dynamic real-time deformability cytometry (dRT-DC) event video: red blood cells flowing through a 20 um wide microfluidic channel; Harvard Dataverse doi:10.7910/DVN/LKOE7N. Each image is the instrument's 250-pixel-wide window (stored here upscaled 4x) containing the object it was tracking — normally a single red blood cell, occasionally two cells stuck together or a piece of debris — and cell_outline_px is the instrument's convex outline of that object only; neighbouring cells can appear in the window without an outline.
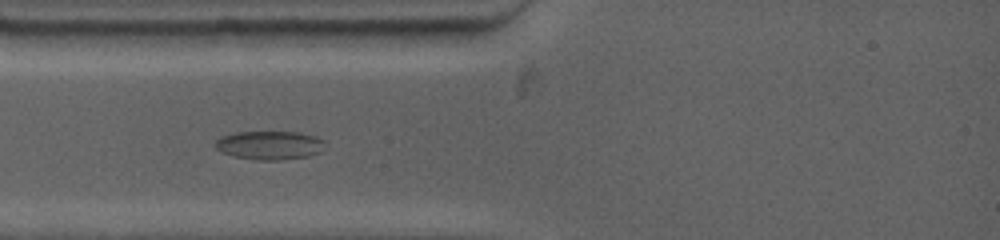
{"species": "common noctule bat (a hibernating species)", "species_latin": "Nyctalus noctula", "temperature_condition": "warm", "stored_images_in_passage": 43, "camera_frame_rate_fps": 4500, "um_per_image_px": 0.085, "animal": {"sex": "female", "body_mass_g": 19.0, "forearm_length_mm": 53.3}, "frame": {"image": 1, "passage_image": 5, "time_ms": 2.444, "image_size_px": [1000, 240], "cell_outline_px": [[324, 140], [320, 152], [308, 156], [280, 160], [256, 160], [232, 156], [220, 152], [216, 148], [216, 140], [220, 136], [236, 132], [300, 132], [316, 136]], "centroid_in_image_um": [22.88, 12.34], "position_along_channel_um": 62.1, "area_um2": 18.38}}
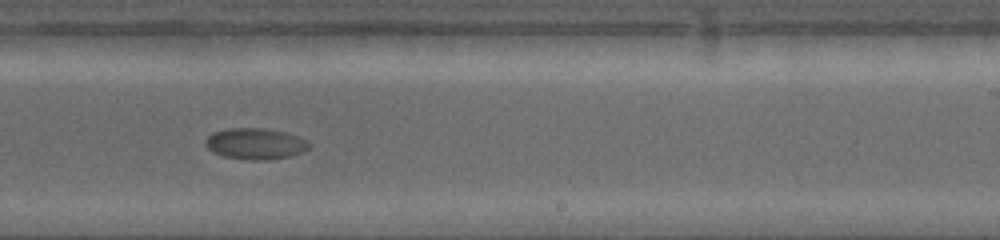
{"frame": {"image": 2, "passage_image": 18, "time_ms": 8.222, "image_size_px": [1000, 240], "cell_outline_px": [[312, 144], [304, 152], [292, 156], [268, 160], [252, 160], [224, 156], [212, 152], [204, 144], [204, 140], [212, 132], [228, 128], [264, 128], [284, 132], [308, 140]], "centroid_in_image_um": [21.71, 12.22], "position_along_channel_um": 267.3, "area_um2": 19.02}}
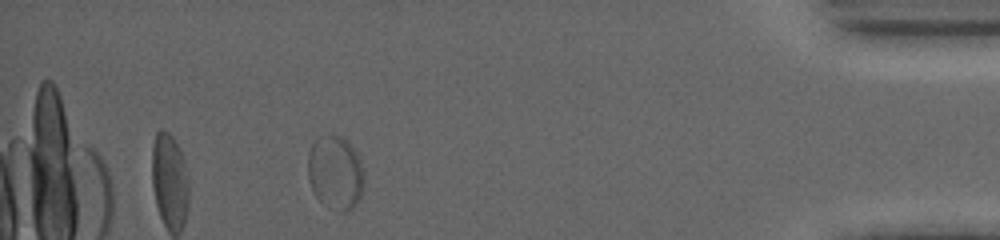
{"frame": {"image": 3, "passage_image": 36, "time_ms": 14.0, "image_size_px": [1000, 240], "cell_outline_px": [[364, 184], [360, 200], [352, 208], [344, 212], [336, 212], [328, 208], [316, 196], [312, 188], [308, 176], [308, 152], [312, 144], [320, 136], [344, 136], [356, 152], [360, 160], [364, 176]], "centroid_in_image_um": [28.52, 14.7], "position_along_channel_um": 406.7, "area_um2": 24.39}, "authors_computed_cell_mechanics": {"area_um2": 19.5942, "velocity_mm_per_s": 3.5568, "shape_relaxation_time_tau1_ms": 5.5798, "shape_relaxation_time_tau2_ms": null, "deformation_change_tau1": 0.0738, "deformation_change_tau2": null}}